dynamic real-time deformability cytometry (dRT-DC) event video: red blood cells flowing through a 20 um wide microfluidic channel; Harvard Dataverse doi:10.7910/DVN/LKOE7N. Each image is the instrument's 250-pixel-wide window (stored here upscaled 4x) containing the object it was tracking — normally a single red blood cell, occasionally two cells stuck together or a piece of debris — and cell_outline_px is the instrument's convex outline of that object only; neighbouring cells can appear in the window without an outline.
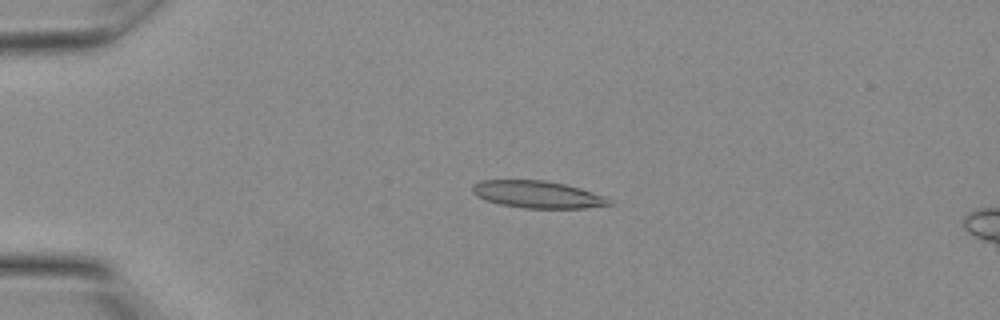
{"species": "Egyptian fruit bat (a non-hibernating species)", "species_latin": "Rousettus aegyptiacus", "temperature_condition": "warm", "stored_images_in_passage": 5, "camera_frame_rate_fps": 3000, "um_per_image_px": 0.085, "animal": {"sex": "female"}, "frame": {"image": 1, "passage_image": 2, "time_ms": 0.333, "image_size_px": [1000, 320], "cell_outline_px": [[616, 204], [584, 208], [524, 208], [500, 204], [476, 196], [472, 192], [472, 184], [480, 180], [544, 180], [564, 184], [580, 188], [604, 196], [612, 200]], "centroid_in_image_um": [45.7, 16.53], "position_along_channel_um": 39.3, "area_um2": 21.68}}